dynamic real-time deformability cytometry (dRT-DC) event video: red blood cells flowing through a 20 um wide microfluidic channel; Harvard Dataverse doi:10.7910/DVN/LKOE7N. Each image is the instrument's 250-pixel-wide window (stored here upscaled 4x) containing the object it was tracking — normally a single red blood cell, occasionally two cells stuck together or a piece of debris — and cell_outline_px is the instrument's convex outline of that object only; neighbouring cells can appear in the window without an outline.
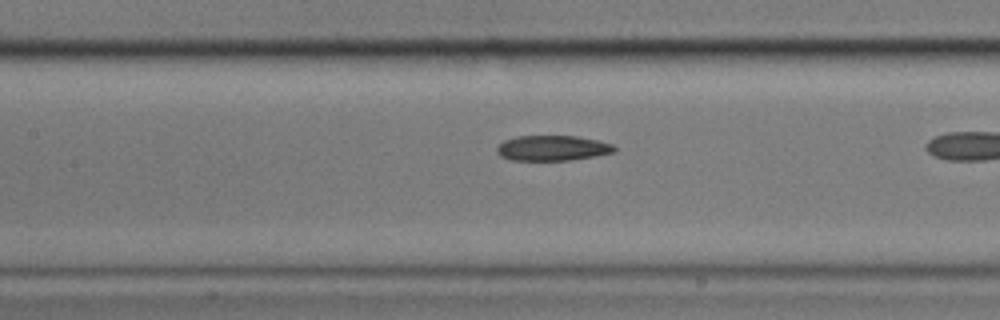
{"species": "common noctule bat (a hibernating species)", "species_latin": "Nyctalus noctula", "temperature_condition": "cold", "stored_images_in_passage": 26, "camera_frame_rate_fps": 3000, "um_per_image_px": 0.085, "animal": {"sex": "male", "body_mass_g": 17.9}, "frame": {"image": 1, "passage_image": 8, "time_ms": 2.333, "image_size_px": [1000, 320], "cell_outline_px": [[616, 152], [596, 156], [568, 160], [512, 160], [500, 156], [496, 152], [496, 148], [504, 140], [516, 136], [576, 136], [596, 140], [612, 144], [616, 148]], "centroid_in_image_um": [46.95, 12.59], "position_along_channel_um": 160.5, "area_um2": 17.28}}
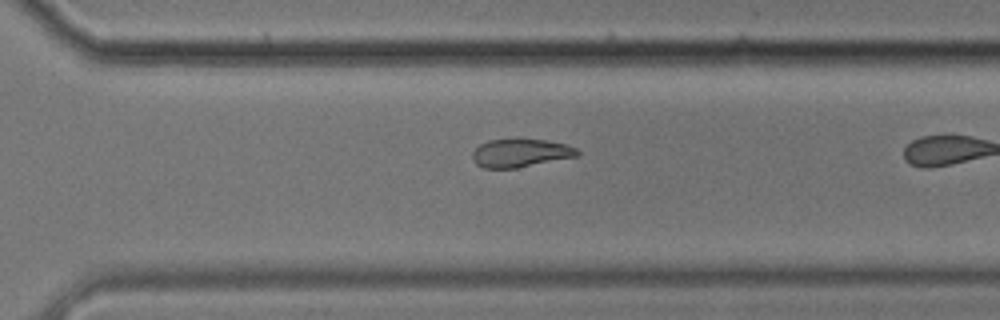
{"frame": {"image": 2, "passage_image": 22, "time_ms": 7.0, "image_size_px": [1000, 320], "cell_outline_px": [[580, 156], [516, 168], [484, 168], [476, 164], [472, 160], [472, 152], [480, 144], [488, 140], [516, 136], [544, 140], [568, 144], [576, 148], [580, 152]], "centroid_in_image_um": [44.24, 12.96], "position_along_channel_um": 326.4, "area_um2": 18.03}}